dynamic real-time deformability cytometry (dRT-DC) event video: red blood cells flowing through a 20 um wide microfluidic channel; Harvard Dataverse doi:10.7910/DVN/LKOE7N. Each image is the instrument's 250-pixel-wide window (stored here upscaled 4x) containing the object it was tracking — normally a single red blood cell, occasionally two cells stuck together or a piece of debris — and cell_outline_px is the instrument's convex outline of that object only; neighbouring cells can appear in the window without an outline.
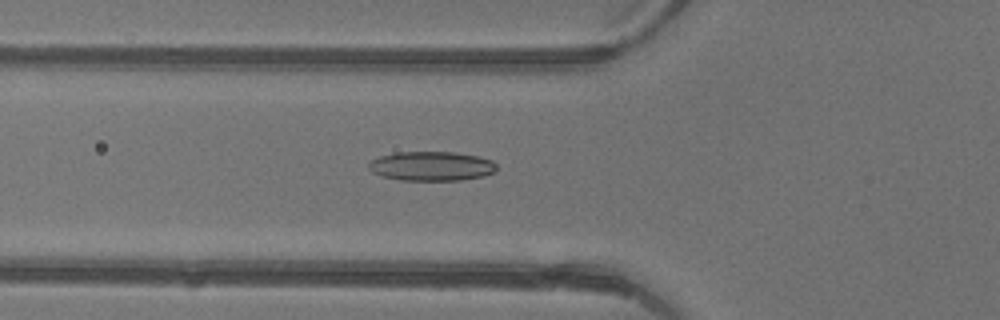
{"species": "common noctule bat (a hibernating species)", "species_latin": "Nyctalus noctula", "temperature_condition": "warm", "stored_images_in_passage": 47, "camera_frame_rate_fps": 3000, "um_per_image_px": 0.085, "animal": {"sex": "female"}, "frame": {"image": 1, "passage_image": 18, "time_ms": 5.667, "image_size_px": [1000, 320], "cell_outline_px": [[496, 168], [492, 172], [484, 176], [460, 180], [400, 180], [380, 176], [372, 172], [368, 168], [368, 164], [372, 160], [380, 156], [396, 152], [456, 152], [476, 156], [492, 160], [496, 164]], "centroid_in_image_um": [36.65, 14.12], "position_along_channel_um": 89.2, "area_um2": 21.85}}
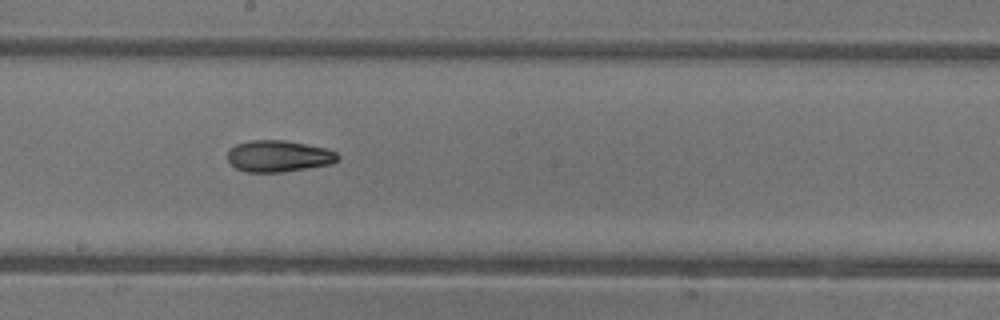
{"frame": {"image": 2, "passage_image": 27, "time_ms": 8.667, "image_size_px": [1000, 320], "cell_outline_px": [[340, 156], [332, 164], [280, 172], [248, 172], [236, 168], [228, 160], [228, 148], [236, 144], [248, 140], [284, 140], [328, 148], [336, 152]], "centroid_in_image_um": [23.67, 13.26], "position_along_channel_um": 224.5, "area_um2": 20.29}}
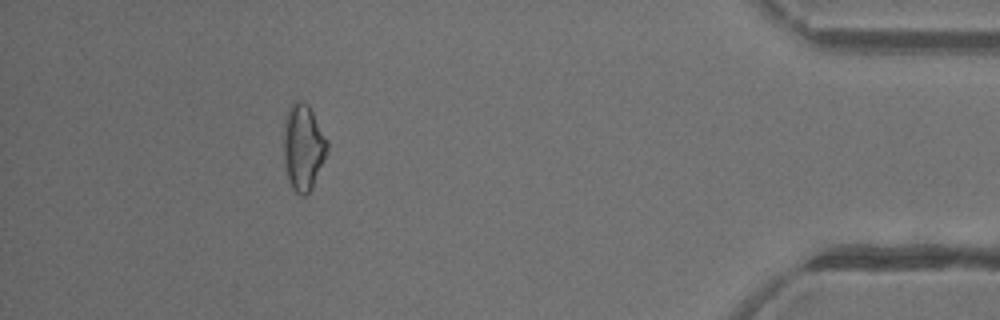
{"frame": {"image": 3, "passage_image": 43, "time_ms": 14.0, "image_size_px": [1000, 320], "cell_outline_px": [[328, 152], [312, 188], [308, 196], [300, 196], [292, 188], [288, 180], [284, 160], [284, 120], [288, 108], [292, 100], [304, 100], [308, 104], [328, 140]], "centroid_in_image_um": [25.78, 12.5], "position_along_channel_um": 409.4, "area_um2": 22.31}, "authors_computed_cell_mechanics": {"area_um2": 20.7502, "velocity_mm_per_s": 4.4865, "shape_relaxation_time_tau1_ms": null, "shape_relaxation_time_tau2_ms": 4.023, "deformation_change_tau1": null, "deformation_change_tau2": 0.115}}